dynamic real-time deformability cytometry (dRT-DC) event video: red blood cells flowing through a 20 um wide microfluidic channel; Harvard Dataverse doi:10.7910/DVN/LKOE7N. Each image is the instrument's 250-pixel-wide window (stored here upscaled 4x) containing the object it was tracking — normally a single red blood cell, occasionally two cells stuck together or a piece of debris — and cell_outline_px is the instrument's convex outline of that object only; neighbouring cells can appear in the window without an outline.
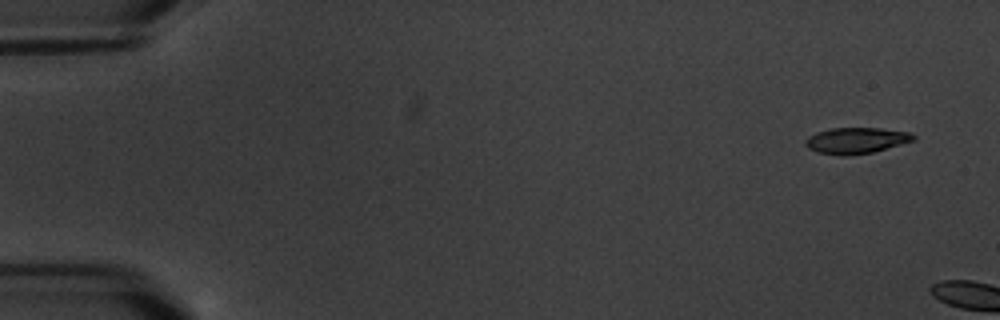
{"species": "common noctule bat (a hibernating species)", "species_latin": "Nyctalus noctula", "temperature_condition": "warm", "stored_images_in_passage": 2, "camera_frame_rate_fps": 3000, "um_per_image_px": 0.085, "animal": {"sex": "male", "body_mass_g": 20.1, "forearm_length_mm": 53.5}, "frame": {"image": 1, "passage_image": 1, "time_ms": 0.0, "image_size_px": [1000, 320], "cell_outline_px": [[916, 140], [872, 152], [848, 156], [840, 156], [816, 152], [808, 148], [804, 144], [804, 140], [808, 136], [816, 132], [832, 128], [880, 128], [912, 132], [916, 136]], "centroid_in_image_um": [72.76, 11.94], "position_along_channel_um": 12.2, "area_um2": 16.65}}